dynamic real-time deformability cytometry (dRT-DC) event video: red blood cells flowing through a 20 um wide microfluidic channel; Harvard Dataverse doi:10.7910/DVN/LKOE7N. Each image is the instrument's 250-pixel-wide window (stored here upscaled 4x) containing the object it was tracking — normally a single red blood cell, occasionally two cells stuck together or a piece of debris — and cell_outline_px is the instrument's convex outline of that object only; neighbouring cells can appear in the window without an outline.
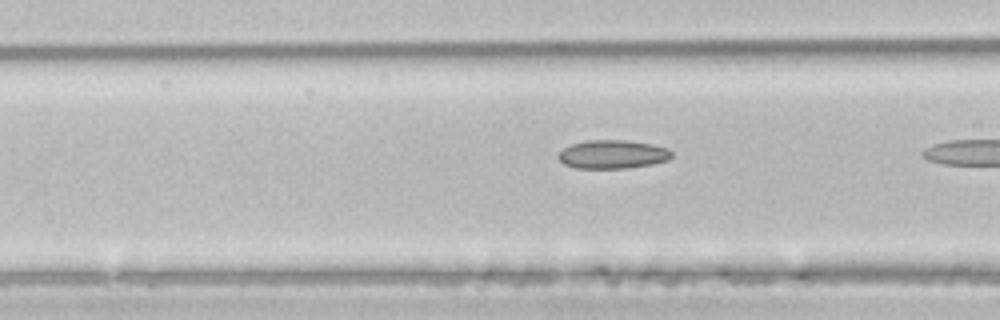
{"species": "common noctule bat (a hibernating species)", "species_latin": "Nyctalus noctula", "temperature_condition": "room temperature", "stored_images_in_passage": 7, "camera_frame_rate_fps": 3000, "um_per_image_px": 0.085, "animal": {"sex": "male", "body_mass_g": 21.5, "forearm_length_mm": 52.0}, "frame": {"image": 1, "passage_image": 6, "time_ms": 1.667, "image_size_px": [1000, 320], "cell_outline_px": [[672, 156], [668, 160], [652, 164], [628, 168], [576, 168], [564, 164], [556, 156], [564, 148], [572, 144], [588, 140], [628, 140], [652, 144], [668, 148], [672, 152]], "centroid_in_image_um": [52.09, 13.11], "position_along_channel_um": 114.5, "area_um2": 18.9}}